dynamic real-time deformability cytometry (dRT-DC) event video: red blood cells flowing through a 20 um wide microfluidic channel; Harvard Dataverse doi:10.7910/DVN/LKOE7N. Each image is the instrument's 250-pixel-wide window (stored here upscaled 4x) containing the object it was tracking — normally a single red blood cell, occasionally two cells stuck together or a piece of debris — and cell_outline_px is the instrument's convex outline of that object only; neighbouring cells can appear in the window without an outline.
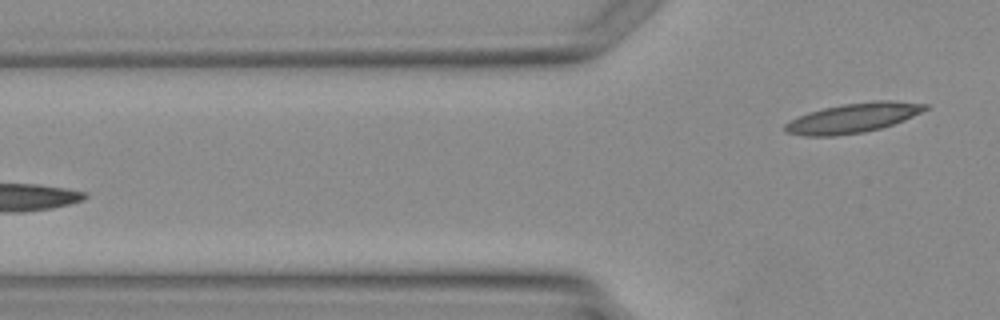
{"species": "Egyptian fruit bat (a non-hibernating species)", "species_latin": "Rousettus aegyptiacus", "temperature_condition": "warm", "stored_images_in_passage": 2, "camera_frame_rate_fps": 3000, "um_per_image_px": 0.085, "animal": {"sex": "female"}, "frame": {"image": 1, "passage_image": 2, "time_ms": 1.333, "image_size_px": [1000, 320], "cell_outline_px": [[928, 108], [904, 120], [880, 128], [864, 132], [836, 136], [804, 136], [784, 132], [784, 124], [808, 112], [824, 108], [844, 104], [876, 100], [888, 100], [928, 104]], "centroid_in_image_um": [72.48, 10.03], "position_along_channel_um": 53.3, "area_um2": 23.99}}